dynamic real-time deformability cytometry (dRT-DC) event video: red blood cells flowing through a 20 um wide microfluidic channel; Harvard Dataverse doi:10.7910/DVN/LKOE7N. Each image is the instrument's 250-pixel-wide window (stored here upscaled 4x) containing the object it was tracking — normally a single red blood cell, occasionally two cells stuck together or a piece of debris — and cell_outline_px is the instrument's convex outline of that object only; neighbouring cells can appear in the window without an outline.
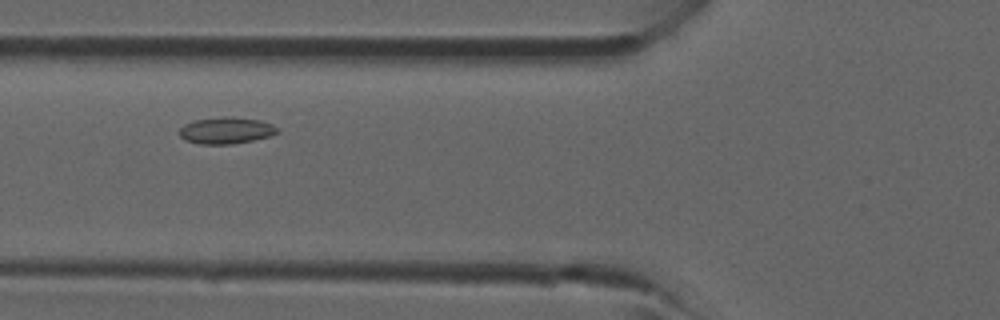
{"species": "common noctule bat (a hibernating species)", "species_latin": "Nyctalus noctula", "temperature_condition": "room temperature", "stored_images_in_passage": 5, "camera_frame_rate_fps": 3000, "um_per_image_px": 0.085, "animal": {"sex": "male", "forearm_length_mm": 52.5}, "frame": {"image": 1, "passage_image": 3, "time_ms": 2.333, "image_size_px": [1000, 320], "cell_outline_px": [[280, 132], [268, 136], [252, 140], [232, 144], [200, 144], [184, 140], [180, 136], [180, 128], [184, 124], [196, 120], [224, 116], [260, 120], [272, 124]], "centroid_in_image_um": [19.2, 11.09], "position_along_channel_um": 106.6, "area_um2": 15.03}}
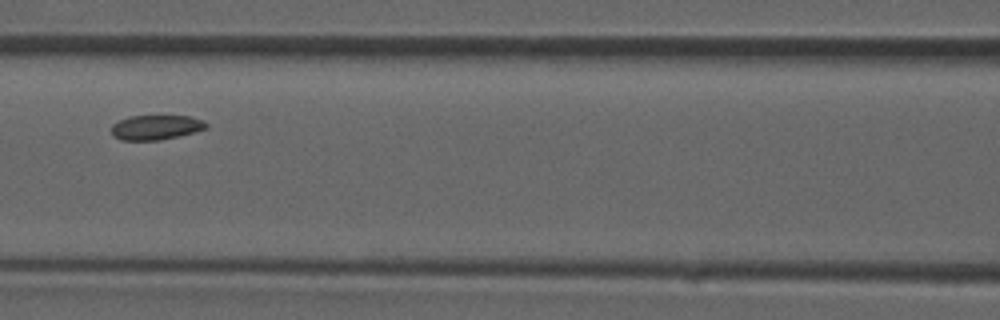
{"frame": {"image": 2, "passage_image": 4, "time_ms": 3.333, "image_size_px": [1000, 320], "cell_outline_px": [[208, 128], [160, 140], [120, 140], [112, 136], [112, 124], [128, 116], [188, 116], [204, 120], [208, 124]], "centroid_in_image_um": [13.23, 10.82], "position_along_channel_um": 153.4, "area_um2": 13.58}}
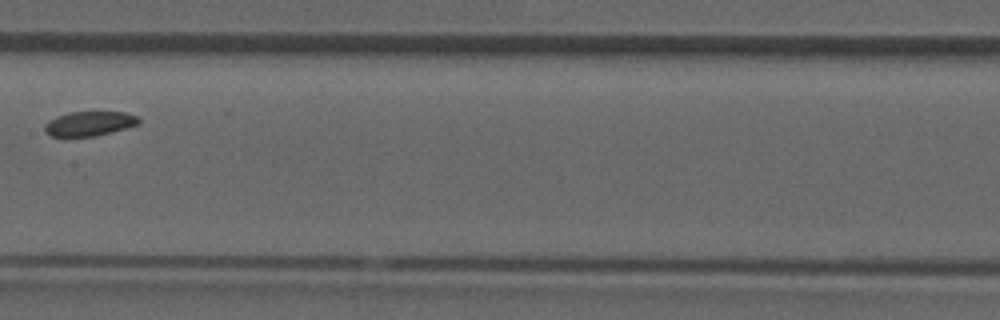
{"frame": {"image": 3, "passage_image": 5, "time_ms": 4.333, "image_size_px": [1000, 320], "cell_outline_px": [[140, 124], [112, 132], [96, 136], [52, 136], [44, 132], [44, 124], [48, 120], [56, 116], [68, 112], [124, 112], [140, 116]], "centroid_in_image_um": [7.61, 10.5], "position_along_channel_um": 199.8, "area_um2": 13.64}}